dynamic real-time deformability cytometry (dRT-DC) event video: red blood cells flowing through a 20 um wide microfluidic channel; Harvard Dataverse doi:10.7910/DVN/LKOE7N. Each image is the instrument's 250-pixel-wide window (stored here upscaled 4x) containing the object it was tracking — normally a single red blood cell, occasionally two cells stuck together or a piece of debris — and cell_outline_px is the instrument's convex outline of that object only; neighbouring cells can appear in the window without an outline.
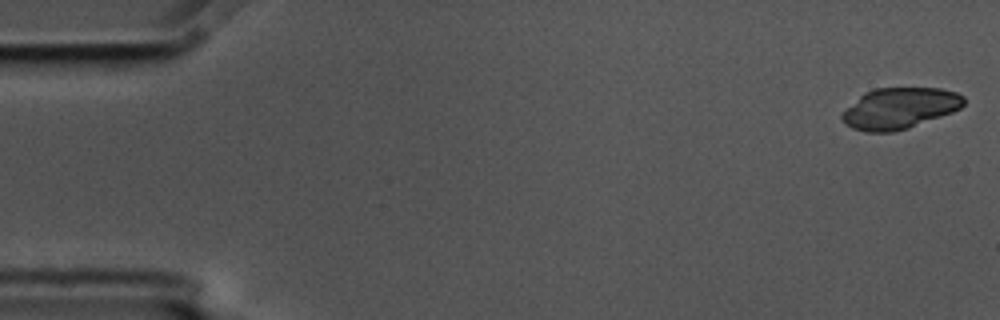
{"species": "common noctule bat (a hibernating species)", "species_latin": "Nyctalus noctula", "temperature_condition": "cold", "stored_images_in_passage": 42, "camera_frame_rate_fps": 3000, "um_per_image_px": 0.085, "animal": {"sex": "male", "body_mass_g": 17.5, "forearm_length_mm": 52.3}, "frame": {"image": 1, "passage_image": 1, "time_ms": 0.0, "image_size_px": [1000, 320], "cell_outline_px": [[964, 104], [960, 108], [952, 112], [908, 128], [892, 132], [868, 132], [852, 128], [844, 124], [840, 116], [864, 92], [876, 88], [940, 88], [956, 92], [964, 96]], "centroid_in_image_um": [76.47, 9.2], "position_along_channel_um": 8.5, "area_um2": 28.9}}
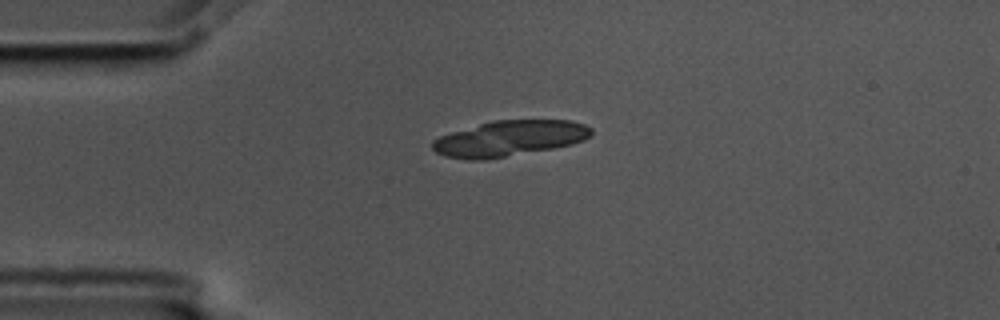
{"frame": {"image": 2, "passage_image": 13, "time_ms": 4.0, "image_size_px": [1000, 320], "cell_outline_px": [[592, 136], [584, 140], [572, 144], [552, 148], [484, 160], [468, 160], [444, 156], [436, 152], [432, 148], [432, 140], [440, 136], [452, 132], [492, 120], [572, 120], [584, 124], [592, 128]], "centroid_in_image_um": [43.31, 11.76], "position_along_channel_um": 41.7, "area_um2": 32.95}}